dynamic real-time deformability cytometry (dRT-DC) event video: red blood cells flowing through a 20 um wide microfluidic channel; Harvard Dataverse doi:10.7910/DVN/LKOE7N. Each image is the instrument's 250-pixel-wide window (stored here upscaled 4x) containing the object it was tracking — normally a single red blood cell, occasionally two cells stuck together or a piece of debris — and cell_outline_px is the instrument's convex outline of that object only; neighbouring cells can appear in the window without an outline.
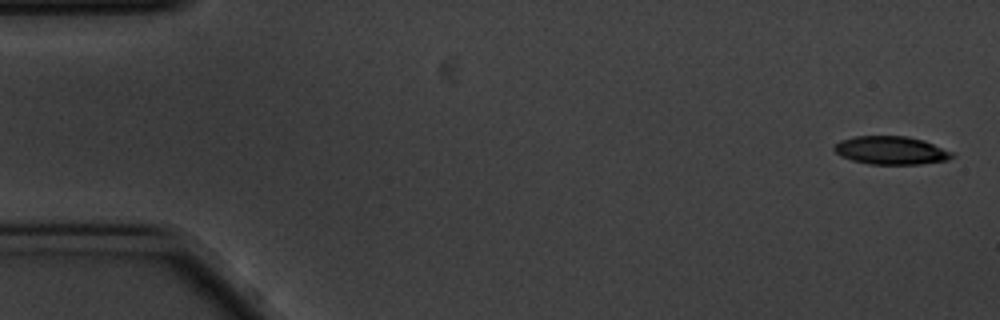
{"species": "common noctule bat (a hibernating species)", "species_latin": "Nyctalus noctula", "temperature_condition": "cold", "stored_images_in_passage": 56, "camera_frame_rate_fps": 3000, "um_per_image_px": 0.085, "animal": {"sex": "male", "body_mass_g": 20.1, "forearm_length_mm": 53.5}, "frame": {"image": 1, "passage_image": 1, "time_ms": 0.0, "image_size_px": [1000, 320], "cell_outline_px": [[956, 156], [948, 160], [920, 164], [868, 164], [852, 160], [840, 156], [832, 148], [840, 140], [856, 136], [904, 136], [924, 140], [956, 152]], "centroid_in_image_um": [75.79, 12.78], "position_along_channel_um": 9.2, "area_um2": 19.59}}
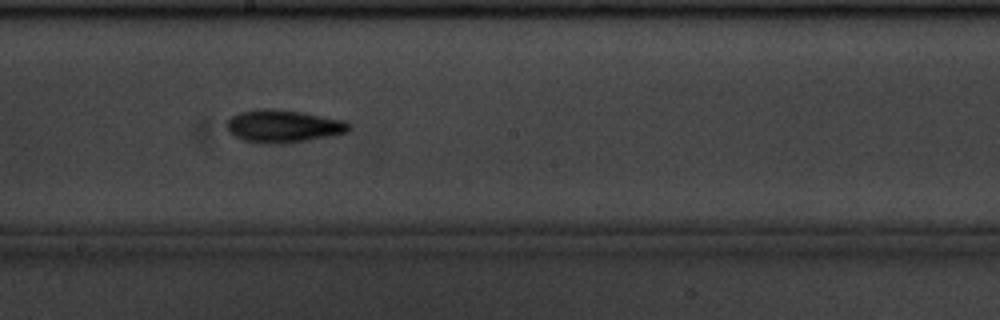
{"frame": {"image": 2, "passage_image": 30, "time_ms": 9.667, "image_size_px": [1000, 320], "cell_outline_px": [[352, 128], [348, 132], [332, 136], [288, 144], [268, 144], [240, 140], [232, 136], [228, 132], [228, 120], [232, 116], [240, 112], [264, 108], [276, 108], [304, 112], [344, 120], [352, 124]], "centroid_in_image_um": [24.12, 10.74], "position_along_channel_um": 224.1, "area_um2": 23.87}}
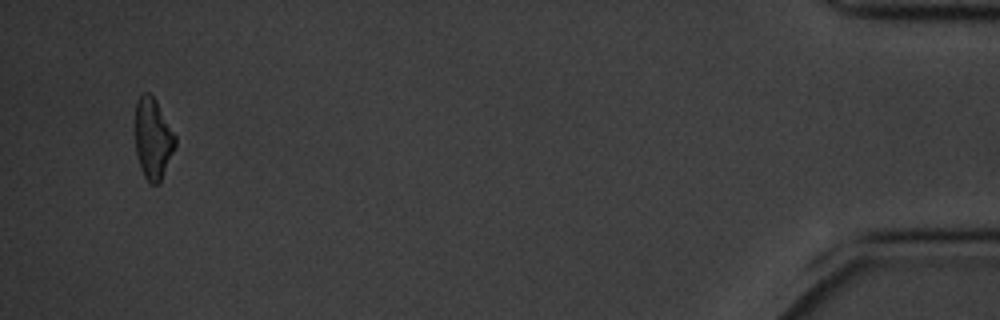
{"frame": {"image": 3, "passage_image": 54, "time_ms": 17.667, "image_size_px": [1000, 320], "cell_outline_px": [[176, 144], [160, 184], [148, 184], [140, 168], [136, 152], [136, 100], [144, 92], [148, 92], [156, 100], [176, 136]], "centroid_in_image_um": [13.0, 11.81], "position_along_channel_um": 422.2, "area_um2": 18.9}, "authors_computed_cell_mechanics": {"area_um2": 20.2878, "velocity_mm_per_s": 3.4995, "shape_relaxation_time_tau1_ms": 3.4755, "shape_relaxation_time_tau2_ms": 6.8693, "deformation_change_tau1": 0.136, "deformation_change_tau2": 0.173}}